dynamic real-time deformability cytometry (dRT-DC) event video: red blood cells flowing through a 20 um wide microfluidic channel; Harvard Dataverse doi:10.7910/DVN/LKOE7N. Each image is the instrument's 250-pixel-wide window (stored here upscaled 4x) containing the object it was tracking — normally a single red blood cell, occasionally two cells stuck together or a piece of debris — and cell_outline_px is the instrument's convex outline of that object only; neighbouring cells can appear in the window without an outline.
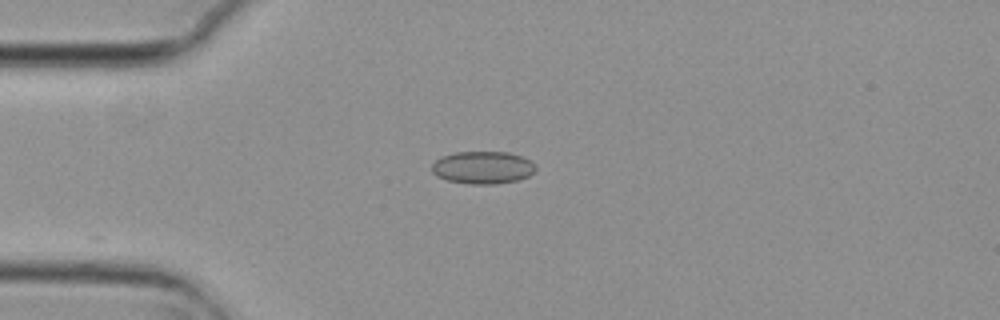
{"species": "common noctule bat (a hibernating species)", "species_latin": "Nyctalus noctula", "temperature_condition": "cold", "stored_images_in_passage": 5, "camera_frame_rate_fps": 3000, "um_per_image_px": 0.085, "animal": {"sex": "female", "body_mass_g": 29.2, "forearm_length_mm": 56.3}, "frame": {"image": 1, "passage_image": 4, "time_ms": 1.0, "image_size_px": [1000, 320], "cell_outline_px": [[536, 168], [528, 176], [516, 180], [496, 184], [472, 184], [448, 180], [436, 176], [432, 172], [432, 164], [440, 156], [456, 152], [508, 152], [520, 156], [528, 160]], "centroid_in_image_um": [40.98, 14.24], "position_along_channel_um": 44.0, "area_um2": 19.48}}